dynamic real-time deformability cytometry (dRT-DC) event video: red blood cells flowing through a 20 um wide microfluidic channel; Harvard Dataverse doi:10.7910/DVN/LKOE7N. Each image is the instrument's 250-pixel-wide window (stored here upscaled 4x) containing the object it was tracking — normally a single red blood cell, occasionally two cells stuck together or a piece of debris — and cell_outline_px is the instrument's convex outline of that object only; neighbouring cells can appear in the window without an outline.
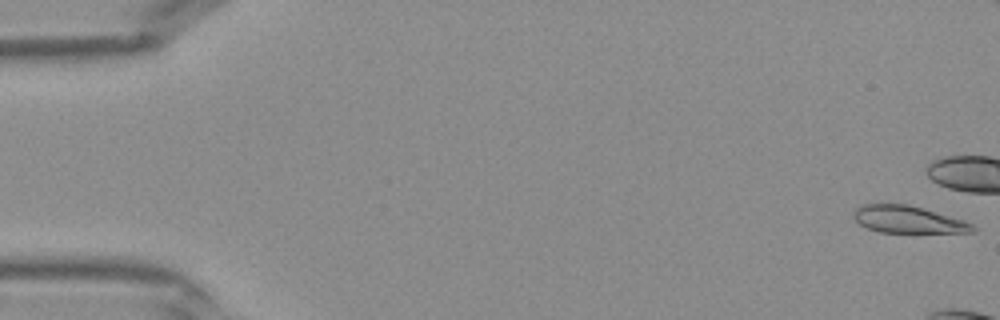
{"species": "Egyptian fruit bat (a non-hibernating species)", "species_latin": "Rousettus aegyptiacus", "temperature_condition": "warm", "stored_images_in_passage": 8, "camera_frame_rate_fps": 3000, "um_per_image_px": 0.085, "frame": {"image": 1, "passage_image": 1, "time_ms": 0.0, "image_size_px": [1000, 320], "cell_outline_px": [[976, 232], [880, 232], [868, 228], [860, 224], [852, 216], [852, 212], [856, 208], [864, 204], [908, 204], [924, 208], [964, 220], [972, 224], [976, 228]], "centroid_in_image_um": [77.18, 18.65], "position_along_channel_um": 7.8, "area_um2": 18.79}}